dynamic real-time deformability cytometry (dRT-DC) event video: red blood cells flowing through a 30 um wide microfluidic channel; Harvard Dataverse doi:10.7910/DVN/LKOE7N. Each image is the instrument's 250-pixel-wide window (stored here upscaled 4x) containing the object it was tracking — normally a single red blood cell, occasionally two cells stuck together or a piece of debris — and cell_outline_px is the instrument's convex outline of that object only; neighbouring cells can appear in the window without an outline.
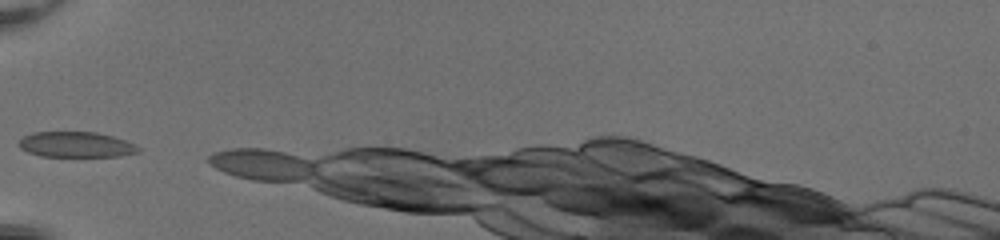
{"species": "common noctule bat (a hibernating species)", "species_latin": "Nyctalus noctula", "temperature_condition": "room temperature", "stored_images_in_passage": 3, "camera_frame_rate_fps": 3000, "um_per_image_px": 0.085, "animal": {"sex": "female", "body_mass_g": 20.0, "forearm_length_mm": 54.0}, "frame": {"image": 1, "passage_image": 1, "time_ms": 0.0, "image_size_px": [1000, 240], "cell_outline_px": [[140, 152], [120, 156], [40, 156], [28, 152], [20, 148], [16, 144], [24, 136], [36, 132], [96, 132], [112, 136], [136, 144], [140, 148]], "centroid_in_image_um": [6.47, 12.29], "position_along_channel_um": 78.5, "area_um2": 17.74}}